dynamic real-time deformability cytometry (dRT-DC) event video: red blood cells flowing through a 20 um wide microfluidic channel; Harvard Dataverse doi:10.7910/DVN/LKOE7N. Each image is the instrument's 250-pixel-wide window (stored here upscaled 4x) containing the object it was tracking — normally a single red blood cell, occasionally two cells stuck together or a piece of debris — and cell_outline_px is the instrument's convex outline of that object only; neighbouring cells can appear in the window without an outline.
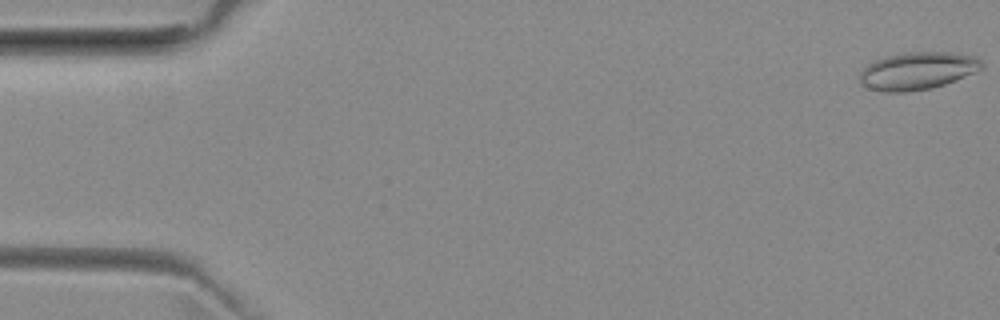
{"species": "common noctule bat (a hibernating species)", "species_latin": "Nyctalus noctula", "temperature_condition": "room temperature", "stored_images_in_passage": 52, "camera_frame_rate_fps": 3000, "um_per_image_px": 0.085, "animal": {"sex": "female", "body_mass_g": 29.2, "forearm_length_mm": 56.3}, "frame": {"image": 1, "passage_image": 1, "time_ms": 0.0, "image_size_px": [1000, 320], "cell_outline_px": [[984, 68], [956, 80], [932, 88], [904, 92], [884, 92], [868, 88], [860, 84], [860, 72], [868, 64], [876, 60], [888, 56], [904, 52], [952, 52], [976, 56], [984, 64]], "centroid_in_image_um": [78.01, 6.02], "position_along_channel_um": 7.0, "area_um2": 26.76}}
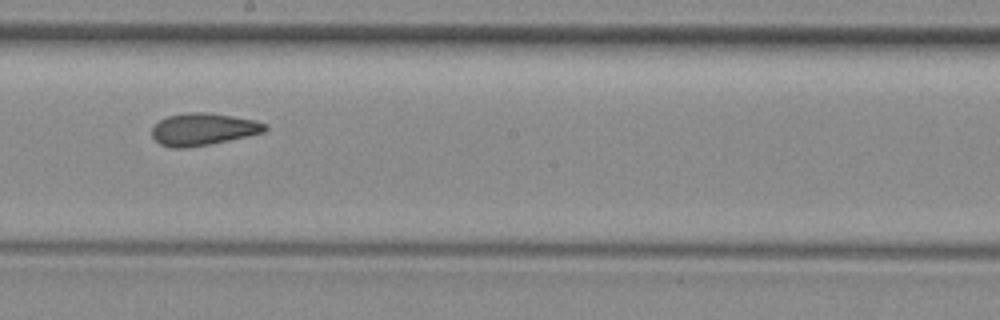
{"frame": {"image": 2, "passage_image": 29, "time_ms": 9.333, "image_size_px": [1000, 320], "cell_outline_px": [[268, 128], [264, 132], [248, 136], [208, 144], [184, 148], [172, 148], [160, 144], [152, 136], [152, 128], [160, 120], [168, 116], [192, 112], [208, 112], [232, 116], [252, 120], [268, 124]], "centroid_in_image_um": [17.27, 10.98], "position_along_channel_um": 230.9, "area_um2": 20.98}}
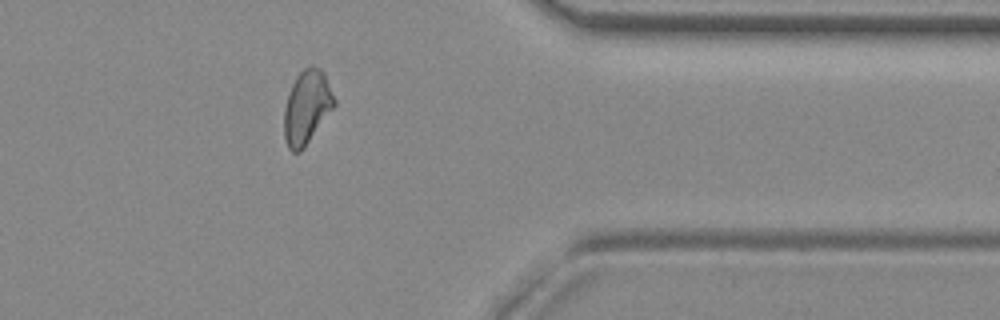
{"frame": {"image": 3, "passage_image": 42, "time_ms": 13.667, "image_size_px": [1000, 320], "cell_outline_px": [[336, 104], [304, 148], [300, 152], [292, 152], [288, 148], [284, 136], [284, 108], [292, 84], [296, 76], [308, 64], [312, 64], [320, 68], [324, 72], [336, 100]], "centroid_in_image_um": [26.08, 9.09], "position_along_channel_um": 385.3, "area_um2": 21.62}, "authors_computed_cell_mechanics": {"area_um2": 21.5594, "velocity_mm_per_s": 3.9742, "shape_relaxation_time_tau1_ms": 10.0291, "shape_relaxation_time_tau2_ms": 2.3752, "deformation_change_tau1": 0.1996, "deformation_change_tau2": 0.0846}}